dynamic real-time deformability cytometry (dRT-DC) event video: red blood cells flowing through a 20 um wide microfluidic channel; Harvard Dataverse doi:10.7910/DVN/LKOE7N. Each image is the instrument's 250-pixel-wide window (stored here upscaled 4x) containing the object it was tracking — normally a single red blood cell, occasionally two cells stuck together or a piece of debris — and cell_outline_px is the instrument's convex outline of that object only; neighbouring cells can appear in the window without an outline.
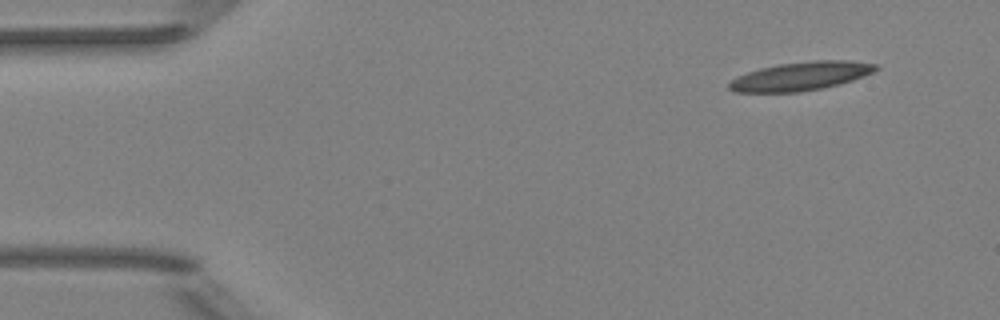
{"species": "Egyptian fruit bat (a non-hibernating species)", "species_latin": "Rousettus aegyptiacus", "temperature_condition": "room temperature", "stored_images_in_passage": 4, "camera_frame_rate_fps": 3000, "um_per_image_px": 0.085, "animal": {"sex": "female"}, "frame": {"image": 1, "passage_image": 1, "time_ms": 0.0, "image_size_px": [1000, 320], "cell_outline_px": [[880, 68], [864, 76], [840, 84], [800, 92], [732, 92], [728, 88], [728, 84], [736, 76], [760, 68], [776, 64], [812, 60], [852, 60], [880, 64]], "centroid_in_image_um": [68.09, 6.46], "position_along_channel_um": 16.9, "area_um2": 24.68}}
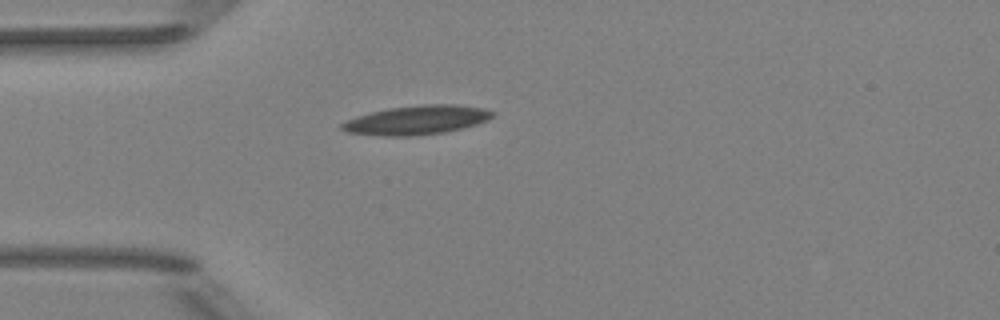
{"frame": {"image": 2, "passage_image": 4, "time_ms": 3.333, "image_size_px": [1000, 320], "cell_outline_px": [[496, 112], [488, 120], [476, 124], [444, 132], [416, 136], [380, 136], [348, 132], [340, 128], [340, 124], [356, 116], [388, 108], [424, 104], [456, 104], [484, 108]], "centroid_in_image_um": [35.43, 10.2], "position_along_channel_um": 49.6, "area_um2": 25.49}}